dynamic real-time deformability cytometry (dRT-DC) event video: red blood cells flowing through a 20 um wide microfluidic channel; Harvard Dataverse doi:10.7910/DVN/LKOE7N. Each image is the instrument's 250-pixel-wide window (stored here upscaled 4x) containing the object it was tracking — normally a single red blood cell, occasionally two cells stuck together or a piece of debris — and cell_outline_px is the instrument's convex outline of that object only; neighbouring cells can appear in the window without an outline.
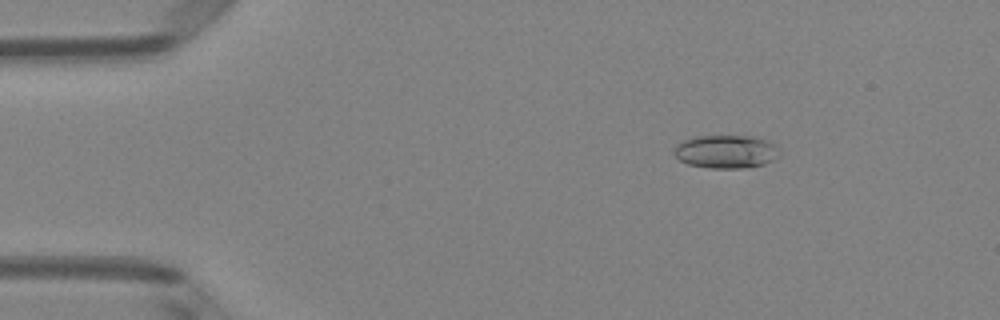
{"species": "Egyptian fruit bat (a non-hibernating species)", "species_latin": "Rousettus aegyptiacus", "temperature_condition": "room temperature", "stored_images_in_passage": 51, "camera_frame_rate_fps": 3000, "um_per_image_px": 0.085, "animal": {"sex": "female"}, "frame": {"image": 1, "passage_image": 8, "time_ms": 2.333, "image_size_px": [1000, 320], "cell_outline_px": [[780, 156], [764, 164], [748, 168], [708, 168], [688, 164], [680, 160], [672, 152], [676, 144], [684, 140], [696, 136], [752, 136], [776, 144], [780, 152]], "centroid_in_image_um": [61.71, 12.89], "position_along_channel_um": 23.3, "area_um2": 20.58}}
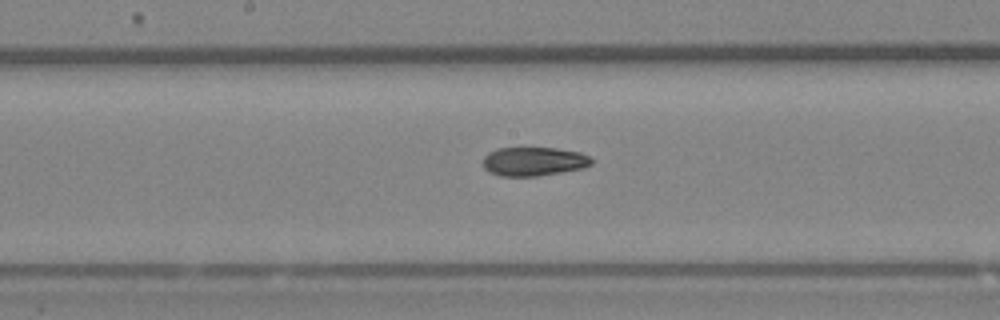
{"frame": {"image": 2, "passage_image": 27, "time_ms": 8.667, "image_size_px": [1000, 320], "cell_outline_px": [[592, 164], [584, 168], [536, 176], [500, 176], [488, 172], [484, 168], [484, 156], [488, 152], [496, 148], [556, 148], [580, 152], [588, 156], [592, 160]], "centroid_in_image_um": [45.35, 13.72], "position_along_channel_um": 202.9, "area_um2": 18.26}}
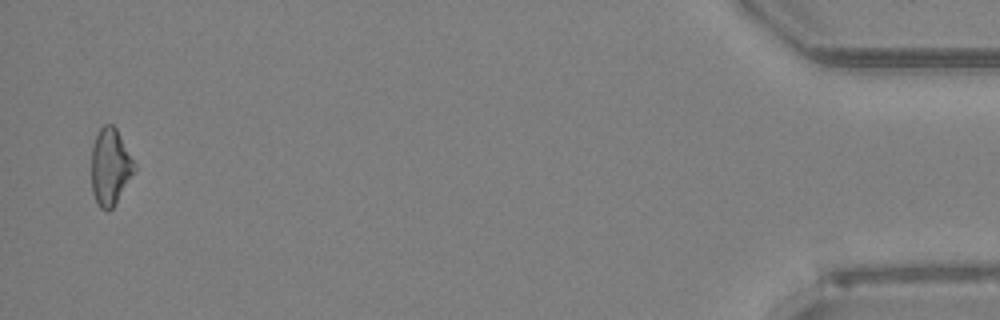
{"frame": {"image": 3, "passage_image": 50, "time_ms": 16.333, "image_size_px": [1000, 320], "cell_outline_px": [[136, 168], [112, 208], [108, 212], [100, 208], [96, 204], [92, 192], [92, 144], [100, 128], [104, 124], [112, 124], [116, 128], [136, 164]], "centroid_in_image_um": [9.35, 14.18], "position_along_channel_um": 425.8, "area_um2": 19.07}, "authors_computed_cell_mechanics": {"area_um2": 19.2474, "velocity_mm_per_s": 4.0264, "shape_relaxation_time_tau1_ms": null, "shape_relaxation_time_tau2_ms": 3.8023, "deformation_change_tau1": null, "deformation_change_tau2": 0.1006}}